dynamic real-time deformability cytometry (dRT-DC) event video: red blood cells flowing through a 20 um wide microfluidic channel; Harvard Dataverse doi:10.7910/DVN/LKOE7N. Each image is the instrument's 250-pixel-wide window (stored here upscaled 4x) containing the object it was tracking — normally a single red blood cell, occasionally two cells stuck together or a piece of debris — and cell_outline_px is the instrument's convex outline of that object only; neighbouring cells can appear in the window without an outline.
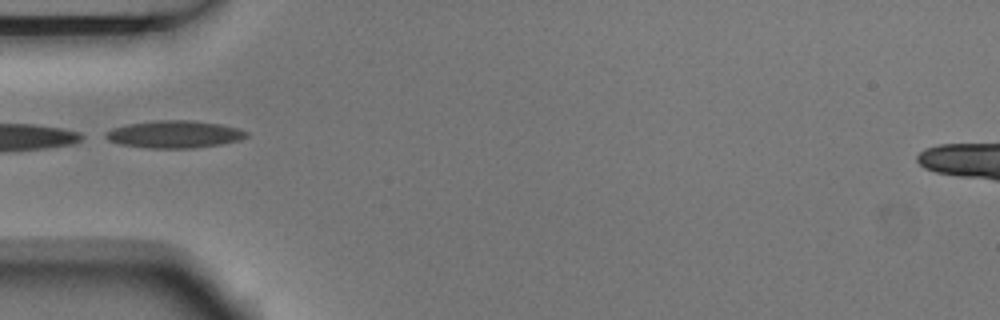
{"species": "Egyptian fruit bat (a non-hibernating species)", "species_latin": "Rousettus aegyptiacus", "temperature_condition": "room temperature", "stored_images_in_passage": 6, "camera_frame_rate_fps": 3000, "um_per_image_px": 0.085, "animal": {"sex": "male"}, "frame": {"image": 1, "passage_image": 3, "time_ms": 0.667, "image_size_px": [1000, 320], "cell_outline_px": [[248, 136], [240, 140], [220, 144], [192, 148], [144, 148], [120, 144], [108, 140], [100, 136], [104, 132], [112, 128], [128, 124], [156, 120], [188, 120], [220, 124], [236, 128], [248, 132]], "centroid_in_image_um": [14.75, 11.42], "position_along_channel_um": 70.2, "area_um2": 22.54}}
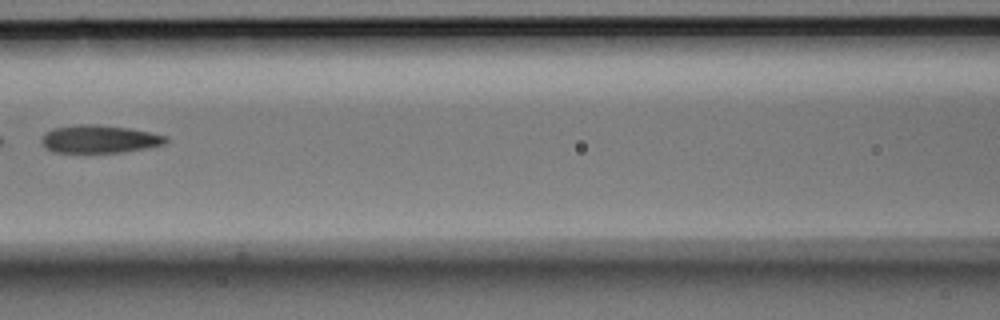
{"frame": {"image": 2, "passage_image": 5, "time_ms": 1.333, "image_size_px": [1000, 320], "cell_outline_px": [[168, 140], [164, 144], [124, 152], [52, 152], [40, 140], [44, 132], [52, 128], [80, 124], [96, 124], [128, 128], [168, 136]], "centroid_in_image_um": [8.43, 11.81], "position_along_channel_um": 158.2, "area_um2": 20.06}}
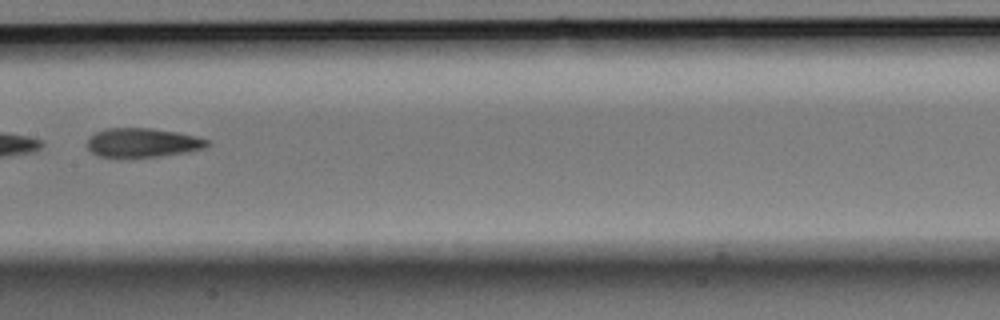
{"frame": {"image": 3, "passage_image": 6, "time_ms": 1.667, "image_size_px": [1000, 320], "cell_outline_px": [[212, 144], [208, 148], [188, 152], [160, 156], [96, 156], [88, 148], [88, 140], [96, 132], [104, 128], [148, 128], [180, 132], [196, 136], [208, 140]], "centroid_in_image_um": [12.2, 12.11], "position_along_channel_um": 195.2, "area_um2": 20.29}}